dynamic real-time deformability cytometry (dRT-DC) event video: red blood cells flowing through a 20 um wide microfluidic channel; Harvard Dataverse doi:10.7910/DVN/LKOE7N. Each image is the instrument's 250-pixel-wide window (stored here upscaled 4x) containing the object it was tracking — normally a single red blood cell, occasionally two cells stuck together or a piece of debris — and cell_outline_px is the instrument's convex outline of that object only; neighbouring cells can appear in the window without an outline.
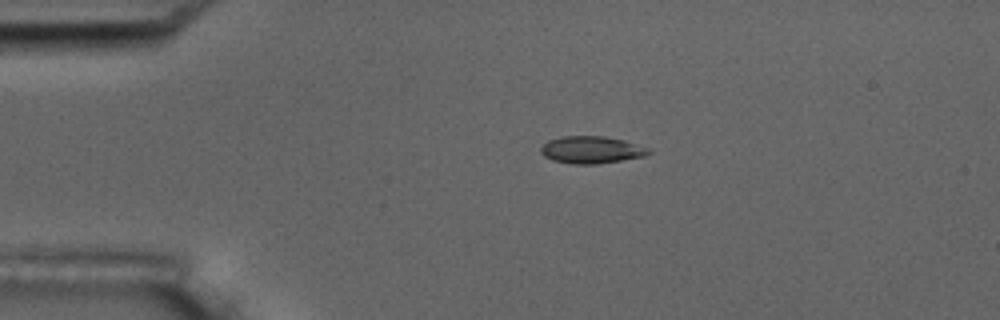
{"species": "common noctule bat (a hibernating species)", "species_latin": "Nyctalus noctula", "temperature_condition": "room temperature", "stored_images_in_passage": 5, "camera_frame_rate_fps": 3000, "um_per_image_px": 0.085, "animal": {"sex": "male", "body_mass_g": 17.5, "forearm_length_mm": 52.3}, "frame": {"image": 1, "passage_image": 2, "time_ms": 2.0, "image_size_px": [1000, 320], "cell_outline_px": [[652, 152], [644, 156], [596, 164], [572, 164], [552, 160], [544, 156], [540, 152], [540, 148], [548, 140], [560, 136], [604, 136], [624, 140], [648, 148]], "centroid_in_image_um": [50.23, 12.73], "position_along_channel_um": 34.8, "area_um2": 17.05}}
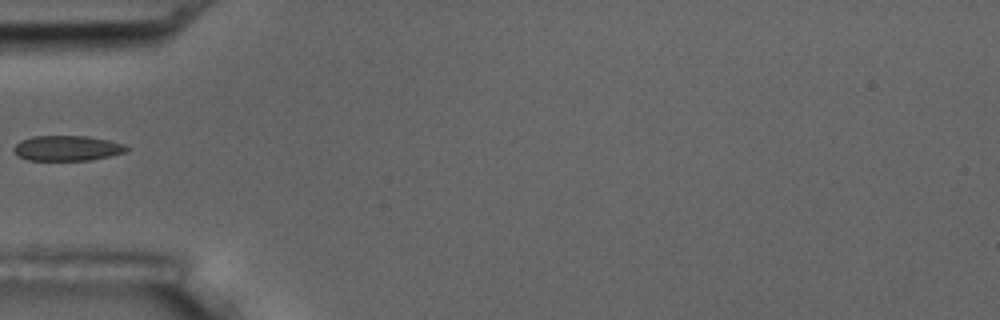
{"frame": {"image": 2, "passage_image": 4, "time_ms": 4.333, "image_size_px": [1000, 320], "cell_outline_px": [[132, 148], [124, 152], [92, 160], [28, 160], [16, 156], [12, 152], [12, 148], [20, 140], [32, 136], [88, 136], [108, 140], [124, 144]], "centroid_in_image_um": [5.67, 12.59], "position_along_channel_um": 79.3, "area_um2": 16.76}}